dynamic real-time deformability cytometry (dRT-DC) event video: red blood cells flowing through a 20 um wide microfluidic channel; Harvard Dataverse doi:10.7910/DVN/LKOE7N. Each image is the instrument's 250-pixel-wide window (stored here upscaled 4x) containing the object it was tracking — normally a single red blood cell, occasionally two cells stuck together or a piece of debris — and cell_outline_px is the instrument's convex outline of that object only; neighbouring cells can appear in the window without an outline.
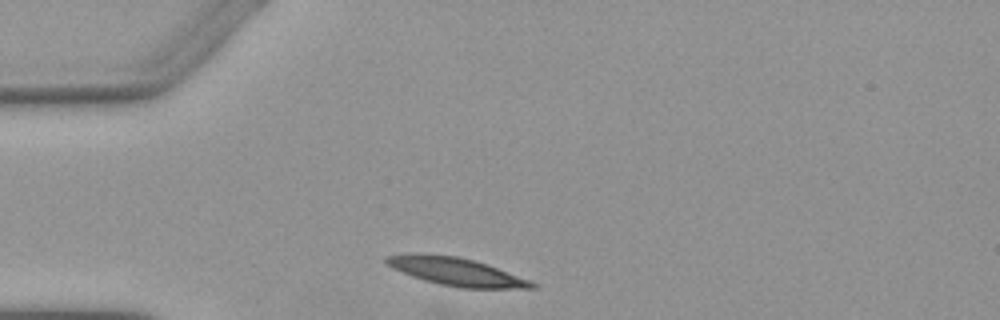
{"species": "Egyptian fruit bat (a non-hibernating species)", "species_latin": "Rousettus aegyptiacus", "temperature_condition": "warm", "stored_images_in_passage": 1, "camera_frame_rate_fps": 3000, "um_per_image_px": 0.085, "animal": {"sex": "female"}, "frame": {"image": 1, "passage_image": 1, "time_ms": 0.0, "image_size_px": [1000, 320], "cell_outline_px": [[536, 288], [460, 288], [440, 284], [424, 280], [412, 276], [392, 268], [384, 260], [384, 256], [420, 252], [456, 256], [472, 260], [496, 268], [528, 280], [536, 284]], "centroid_in_image_um": [38.68, 23.07], "position_along_channel_um": 46.3, "area_um2": 23.35}}